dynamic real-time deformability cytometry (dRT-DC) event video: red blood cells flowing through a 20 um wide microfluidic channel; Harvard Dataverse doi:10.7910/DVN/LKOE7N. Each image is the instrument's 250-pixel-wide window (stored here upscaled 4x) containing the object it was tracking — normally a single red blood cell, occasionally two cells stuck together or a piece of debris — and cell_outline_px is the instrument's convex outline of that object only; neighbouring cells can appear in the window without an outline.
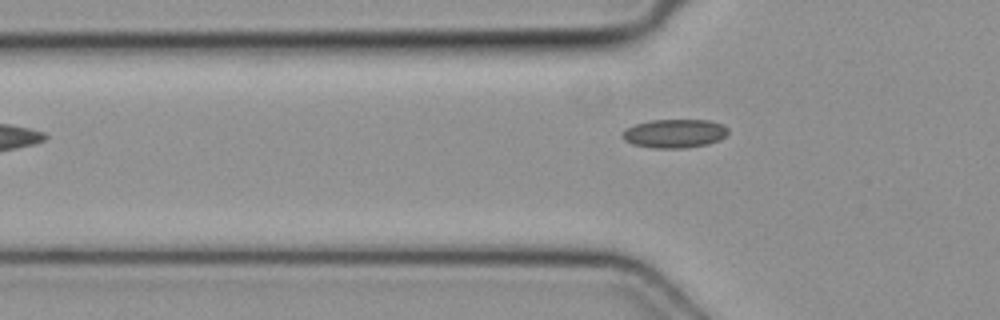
{"species": "common noctule bat (a hibernating species)", "species_latin": "Nyctalus noctula", "temperature_condition": "cold", "stored_images_in_passage": 3, "camera_frame_rate_fps": 3000, "um_per_image_px": 0.085, "animal": {"sex": "female", "body_mass_g": 19.3, "forearm_length_mm": 54.1}, "frame": {"image": 1, "passage_image": 3, "time_ms": 0.667, "image_size_px": [1000, 320], "cell_outline_px": [[728, 132], [720, 140], [708, 144], [684, 148], [652, 148], [632, 144], [624, 140], [624, 132], [628, 128], [636, 124], [652, 120], [708, 120], [724, 124], [728, 128]], "centroid_in_image_um": [57.39, 11.35], "position_along_channel_um": 68.4, "area_um2": 17.57}}